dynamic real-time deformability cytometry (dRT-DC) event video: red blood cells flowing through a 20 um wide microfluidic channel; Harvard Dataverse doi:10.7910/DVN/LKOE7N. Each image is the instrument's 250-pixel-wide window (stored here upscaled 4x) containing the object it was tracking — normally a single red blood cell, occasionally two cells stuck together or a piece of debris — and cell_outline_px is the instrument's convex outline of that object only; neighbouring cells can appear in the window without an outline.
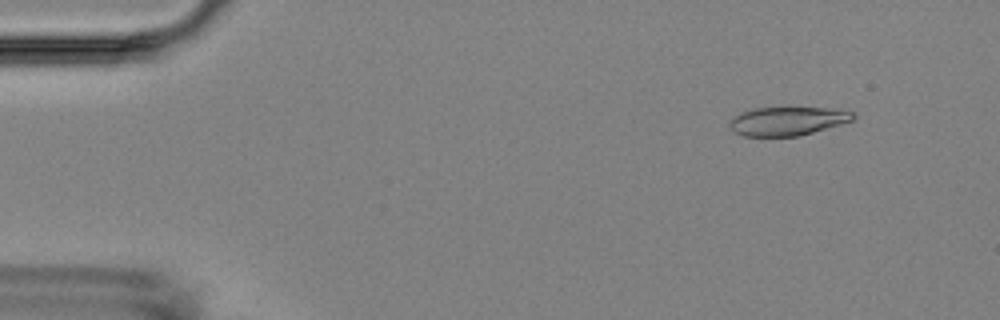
{"species": "Egyptian fruit bat (a non-hibernating species)", "species_latin": "Rousettus aegyptiacus", "temperature_condition": "room temperature", "stored_images_in_passage": 44, "camera_frame_rate_fps": 3000, "um_per_image_px": 0.085, "animal": {"sex": "female"}, "frame": {"image": 1, "passage_image": 4, "time_ms": 1.0, "image_size_px": [1000, 320], "cell_outline_px": [[856, 116], [852, 120], [840, 124], [812, 132], [796, 136], [744, 136], [736, 132], [728, 124], [728, 120], [740, 112], [752, 108], [828, 108], [856, 112]], "centroid_in_image_um": [66.91, 10.28], "position_along_channel_um": 18.1, "area_um2": 20.46}}
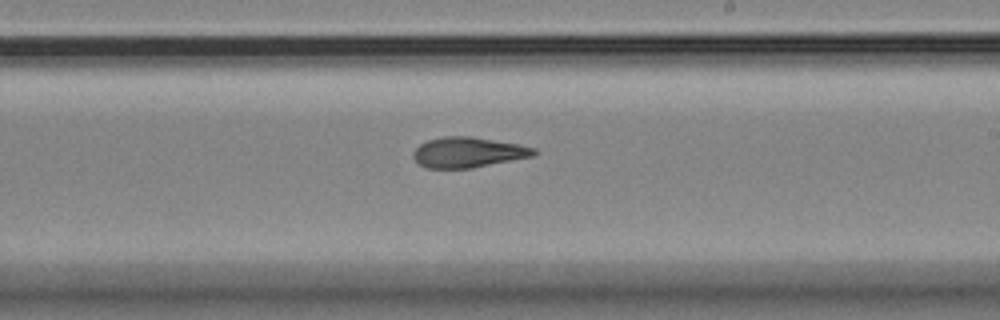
{"frame": {"image": 2, "passage_image": 31, "time_ms": 10.0, "image_size_px": [1000, 320], "cell_outline_px": [[536, 152], [532, 156], [472, 168], [428, 168], [420, 164], [412, 156], [412, 152], [420, 144], [428, 140], [444, 136], [472, 136], [516, 144], [536, 148]], "centroid_in_image_um": [39.75, 12.94], "position_along_channel_um": 249.2, "area_um2": 21.1}}
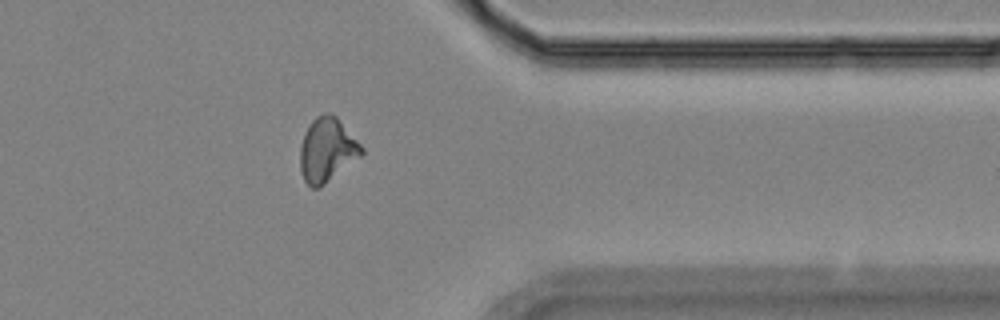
{"frame": {"image": 3, "passage_image": 43, "time_ms": 14.0, "image_size_px": [1000, 320], "cell_outline_px": [[364, 152], [360, 156], [320, 188], [312, 188], [304, 180], [300, 168], [300, 144], [304, 132], [308, 124], [316, 116], [324, 112], [328, 112], [336, 116], [364, 148]], "centroid_in_image_um": [27.77, 12.73], "position_along_channel_um": 383.6, "area_um2": 22.95}}